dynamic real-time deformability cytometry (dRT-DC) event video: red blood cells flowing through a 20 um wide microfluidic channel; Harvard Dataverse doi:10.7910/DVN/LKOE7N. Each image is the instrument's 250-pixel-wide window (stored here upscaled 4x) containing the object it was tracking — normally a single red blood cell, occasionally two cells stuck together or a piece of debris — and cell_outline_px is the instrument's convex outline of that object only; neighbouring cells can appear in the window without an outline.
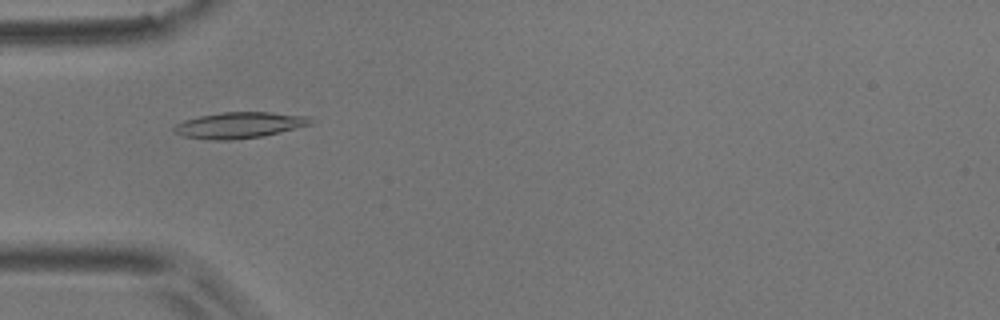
{"species": "common noctule bat (a hibernating species)", "species_latin": "Nyctalus noctula", "temperature_condition": "room temperature", "stored_images_in_passage": 54, "camera_frame_rate_fps": 3000, "um_per_image_px": 0.085, "animal": {"sex": "male", "body_mass_g": 17.9}, "frame": {"image": 1, "passage_image": 17, "time_ms": 5.333, "image_size_px": [1000, 320], "cell_outline_px": [[312, 124], [264, 136], [232, 140], [212, 140], [184, 136], [176, 132], [172, 128], [176, 124], [184, 120], [200, 116], [224, 112], [268, 112], [308, 116], [312, 120]], "centroid_in_image_um": [20.36, 10.64], "position_along_channel_um": 64.6, "area_um2": 20.58}}
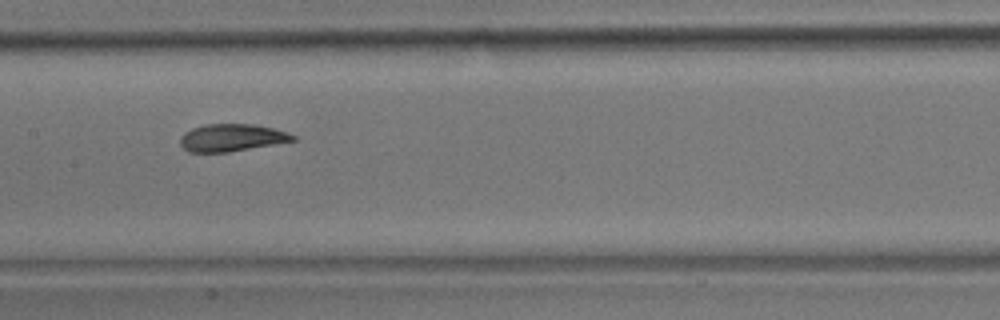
{"frame": {"image": 2, "passage_image": 27, "time_ms": 8.667, "image_size_px": [1000, 320], "cell_outline_px": [[296, 140], [228, 152], [188, 152], [180, 144], [180, 136], [184, 132], [192, 128], [204, 124], [252, 124], [272, 128], [296, 136]], "centroid_in_image_um": [19.63, 11.7], "position_along_channel_um": 187.8, "area_um2": 17.8}}
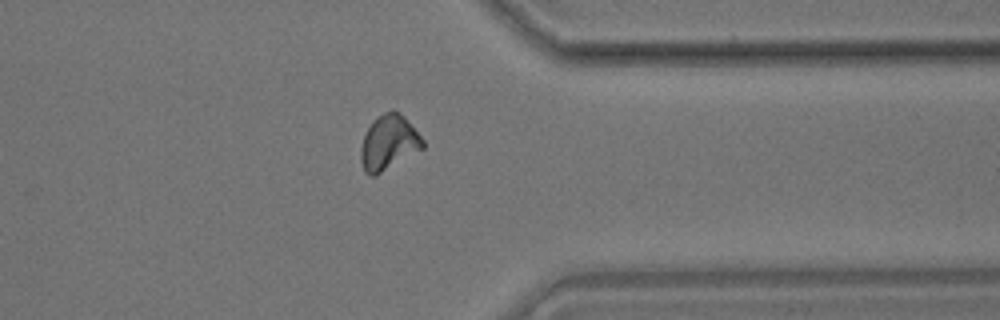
{"frame": {"image": 3, "passage_image": 43, "time_ms": 14.0, "image_size_px": [1000, 320], "cell_outline_px": [[424, 148], [376, 176], [368, 176], [364, 172], [360, 160], [360, 148], [364, 136], [372, 120], [384, 112], [392, 108], [400, 112], [404, 116], [424, 140]], "centroid_in_image_um": [33.02, 12.13], "position_along_channel_um": 378.4, "area_um2": 20.11}, "authors_computed_cell_mechanics": {"area_um2": 19.0162, "velocity_mm_per_s": 3.7014, "shape_relaxation_time_tau1_ms": 5.8833, "shape_relaxation_time_tau2_ms": 1.4726, "deformation_change_tau1": 0.1826, "deformation_change_tau2": 0.0704}}